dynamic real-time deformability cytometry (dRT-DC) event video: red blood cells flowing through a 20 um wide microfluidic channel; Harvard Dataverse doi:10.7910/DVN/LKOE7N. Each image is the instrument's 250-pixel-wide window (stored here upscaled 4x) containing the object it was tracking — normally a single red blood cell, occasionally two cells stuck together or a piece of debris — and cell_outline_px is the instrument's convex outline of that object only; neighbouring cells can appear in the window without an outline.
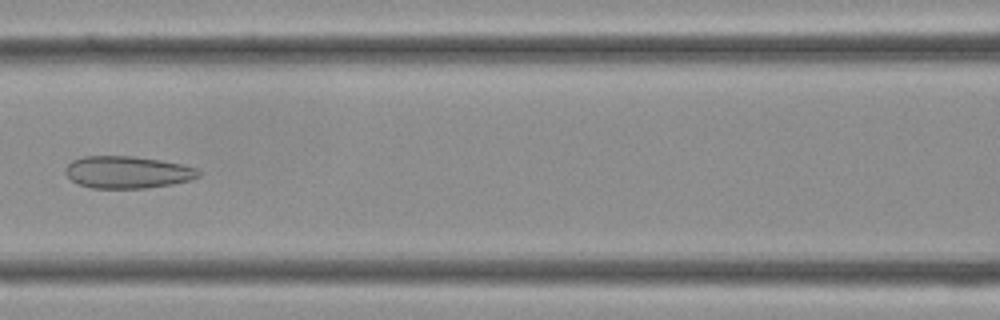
{"species": "Egyptian fruit bat (a non-hibernating species)", "species_latin": "Rousettus aegyptiacus", "temperature_condition": "cold", "stored_images_in_passage": 36, "camera_frame_rate_fps": 3000, "um_per_image_px": 0.085, "frame": {"image": 1, "passage_image": 16, "time_ms": 5.0, "image_size_px": [1000, 320], "cell_outline_px": [[200, 176], [188, 180], [172, 184], [144, 188], [92, 188], [76, 184], [64, 172], [64, 168], [72, 160], [84, 156], [132, 156], [160, 160], [180, 164], [196, 168], [200, 172]], "centroid_in_image_um": [10.78, 14.64], "position_along_channel_um": 155.8, "area_um2": 24.91}}
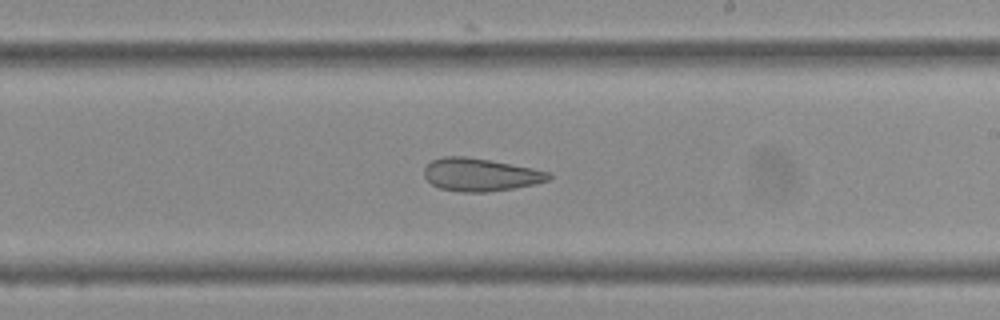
{"frame": {"image": 2, "passage_image": 21, "time_ms": 6.667, "image_size_px": [1000, 320], "cell_outline_px": [[552, 176], [548, 180], [536, 184], [516, 188], [488, 192], [460, 192], [440, 188], [432, 184], [424, 176], [424, 168], [432, 160], [444, 156], [464, 156], [488, 160], [532, 168], [552, 172]], "centroid_in_image_um": [40.85, 14.86], "position_along_channel_um": 248.2, "area_um2": 23.87}}
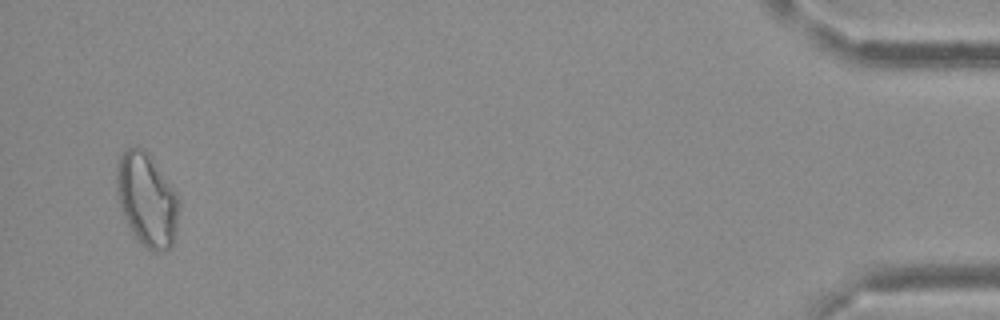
{"frame": {"image": 3, "passage_image": 35, "time_ms": 11.333, "image_size_px": [1000, 320], "cell_outline_px": [[180, 208], [176, 228], [172, 244], [164, 252], [152, 252], [136, 240], [124, 216], [116, 192], [116, 168], [120, 156], [128, 148], [136, 144], [144, 152], [176, 192], [180, 200]], "centroid_in_image_um": [12.48, 17.03], "position_along_channel_um": 422.7, "area_um2": 33.41}}